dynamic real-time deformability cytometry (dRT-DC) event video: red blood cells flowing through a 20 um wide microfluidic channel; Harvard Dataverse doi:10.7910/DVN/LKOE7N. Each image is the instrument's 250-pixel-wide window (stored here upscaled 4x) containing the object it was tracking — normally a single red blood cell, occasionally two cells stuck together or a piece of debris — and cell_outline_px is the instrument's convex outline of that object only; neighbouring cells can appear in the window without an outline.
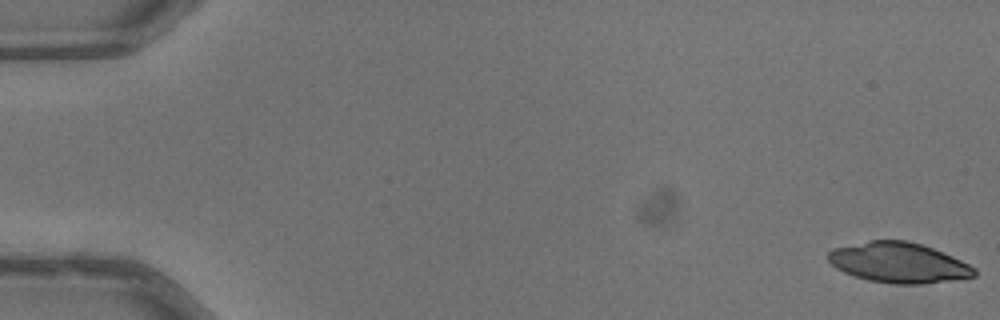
{"species": "common noctule bat (a hibernating species)", "species_latin": "Nyctalus noctula", "temperature_condition": "warm", "stored_images_in_passage": 52, "camera_frame_rate_fps": 3000, "um_per_image_px": 0.085, "animal": {"sex": "male", "body_mass_g": 13.3}, "frame": {"image": 1, "passage_image": 1, "time_ms": 0.0, "image_size_px": [1000, 320], "cell_outline_px": [[976, 276], [952, 280], [920, 284], [892, 284], [868, 280], [844, 272], [836, 268], [828, 260], [828, 252], [836, 248], [868, 240], [908, 240], [944, 252], [976, 268]], "centroid_in_image_um": [76.4, 22.32], "position_along_channel_um": 8.6, "area_um2": 34.16}}